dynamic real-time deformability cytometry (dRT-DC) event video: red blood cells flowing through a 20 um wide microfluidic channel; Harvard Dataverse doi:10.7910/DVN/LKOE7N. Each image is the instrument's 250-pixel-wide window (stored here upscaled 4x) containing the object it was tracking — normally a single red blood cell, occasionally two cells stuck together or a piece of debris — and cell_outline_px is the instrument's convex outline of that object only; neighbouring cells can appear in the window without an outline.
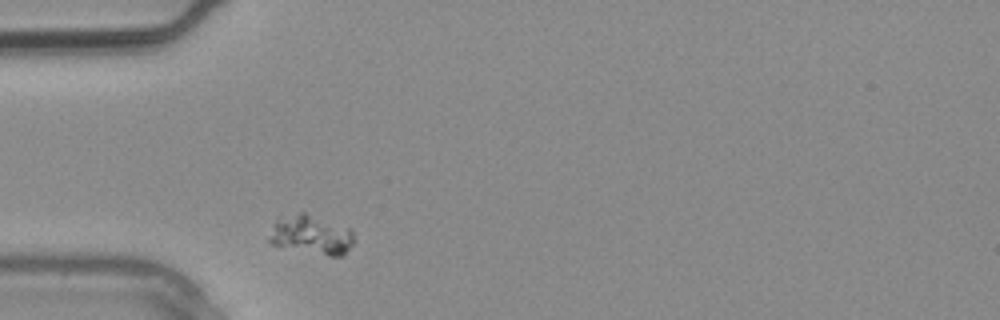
{"species": "common noctule bat (a hibernating species)", "species_latin": "Nyctalus noctula", "temperature_condition": "warm", "stored_images_in_passage": 1, "camera_frame_rate_fps": 3000, "um_per_image_px": 0.085, "animal": {"sex": "male", "body_mass_g": 20.4}, "frame": {"image": 1, "passage_image": 1, "time_ms": 0.0, "image_size_px": [1000, 320], "cell_outline_px": [[352, 244], [344, 256], [328, 256], [272, 244], [268, 240], [268, 236], [276, 216], [300, 212], [304, 212], [352, 228]], "centroid_in_image_um": [26.43, 19.93], "position_along_channel_um": 58.6, "area_um2": 19.59}}